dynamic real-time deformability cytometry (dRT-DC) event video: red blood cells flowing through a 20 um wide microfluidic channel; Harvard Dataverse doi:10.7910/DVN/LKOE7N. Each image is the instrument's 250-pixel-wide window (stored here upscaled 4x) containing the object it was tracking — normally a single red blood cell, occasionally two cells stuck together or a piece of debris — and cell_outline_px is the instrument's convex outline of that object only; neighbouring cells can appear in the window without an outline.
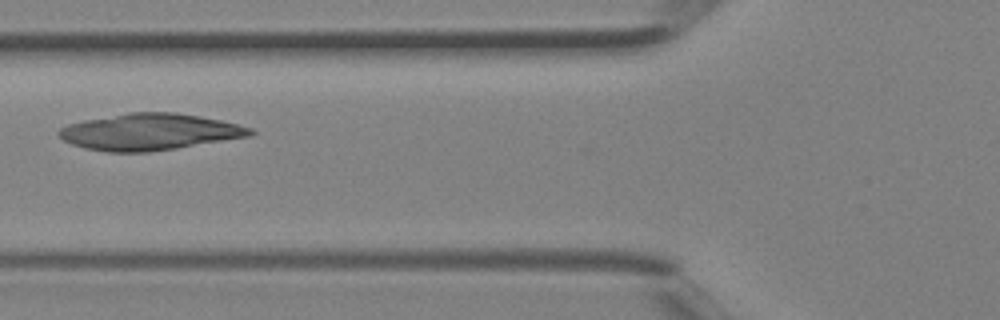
{"species": "Egyptian fruit bat (a non-hibernating species)", "species_latin": "Rousettus aegyptiacus", "temperature_condition": "room temperature", "stored_images_in_passage": 33, "camera_frame_rate_fps": 3000, "um_per_image_px": 0.085, "animal": {"sex": "female"}, "frame": {"image": 1, "passage_image": 8, "time_ms": 2.333, "image_size_px": [1000, 320], "cell_outline_px": [[256, 132], [252, 136], [176, 148], [148, 152], [108, 152], [84, 148], [72, 144], [64, 140], [56, 132], [60, 128], [68, 124], [84, 120], [128, 112], [176, 112], [200, 116], [220, 120], [252, 128]], "centroid_in_image_um": [12.72, 11.21], "position_along_channel_um": 113.1, "area_um2": 40.75}}
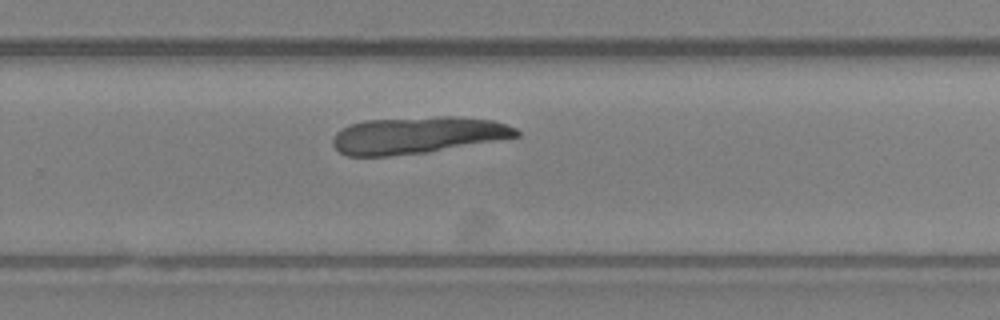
{"frame": {"image": 2, "passage_image": 19, "time_ms": 6.0, "image_size_px": [1000, 320], "cell_outline_px": [[520, 136], [428, 152], [388, 156], [348, 156], [340, 152], [332, 144], [332, 140], [336, 132], [340, 128], [364, 120], [440, 116], [452, 116], [492, 120], [516, 128], [520, 132]], "centroid_in_image_um": [35.45, 11.49], "position_along_channel_um": 294.3, "area_um2": 39.36}}
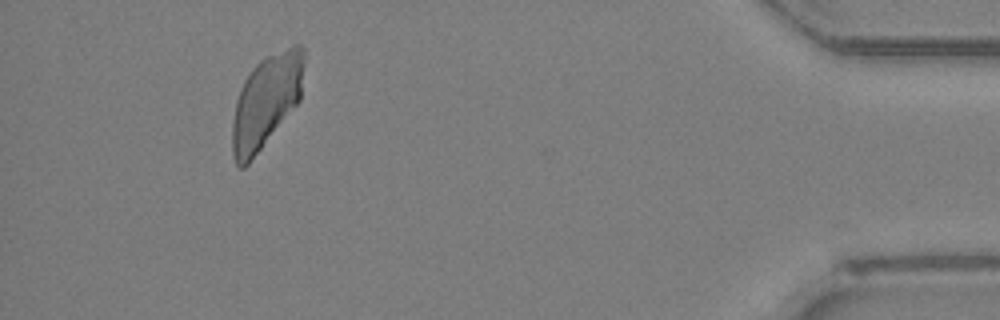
{"frame": {"image": 3, "passage_image": 30, "time_ms": 9.667, "image_size_px": [1000, 320], "cell_outline_px": [[304, 60], [300, 100], [248, 164], [244, 168], [240, 168], [236, 164], [232, 156], [232, 120], [236, 100], [240, 88], [244, 80], [252, 68], [260, 60], [292, 44], [300, 44], [304, 48]], "centroid_in_image_um": [22.6, 8.6], "position_along_channel_um": 412.6, "area_um2": 38.78}}